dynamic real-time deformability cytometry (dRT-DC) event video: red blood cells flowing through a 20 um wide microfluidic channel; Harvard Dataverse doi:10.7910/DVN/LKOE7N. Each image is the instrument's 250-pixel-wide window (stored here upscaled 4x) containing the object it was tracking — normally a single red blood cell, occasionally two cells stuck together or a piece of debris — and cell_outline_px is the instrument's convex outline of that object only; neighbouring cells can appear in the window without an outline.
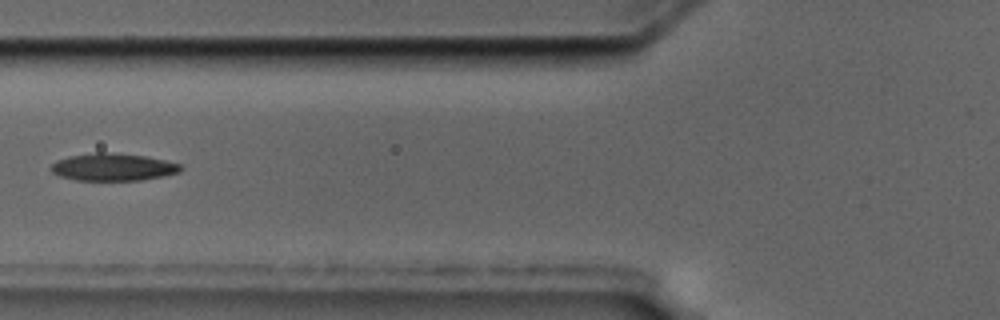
{"species": "common noctule bat (a hibernating species)", "species_latin": "Nyctalus noctula", "temperature_condition": "cold", "stored_images_in_passage": 12, "camera_frame_rate_fps": 3000, "um_per_image_px": 0.085, "animal": {"sex": "male", "body_mass_g": 17.5, "forearm_length_mm": 52.3}, "frame": {"image": 1, "passage_image": 7, "time_ms": 2.0, "image_size_px": [1000, 320], "cell_outline_px": [[184, 168], [180, 172], [164, 176], [140, 180], [76, 180], [60, 176], [52, 172], [52, 164], [68, 156], [96, 152], [104, 152], [144, 156], [164, 160], [180, 164]], "centroid_in_image_um": [9.64, 14.2], "position_along_channel_um": 116.2, "area_um2": 20.46}}
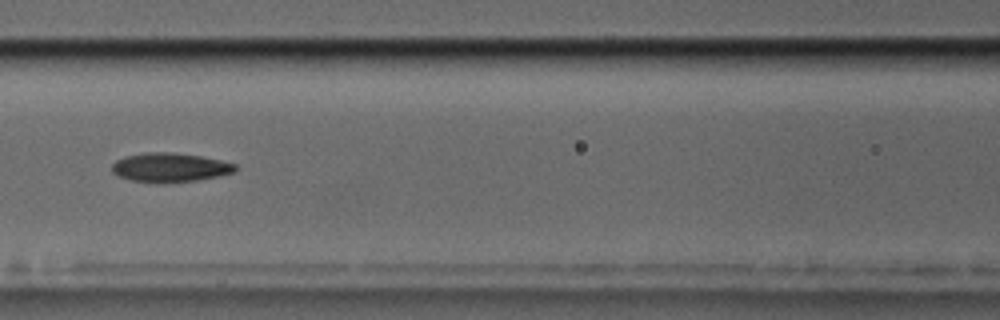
{"frame": {"image": 2, "passage_image": 10, "time_ms": 3.0, "image_size_px": [1000, 320], "cell_outline_px": [[236, 168], [232, 172], [220, 176], [196, 180], [132, 180], [120, 176], [112, 172], [112, 164], [116, 160], [124, 156], [148, 152], [172, 152], [200, 156], [220, 160], [236, 164]], "centroid_in_image_um": [14.45, 14.18], "position_along_channel_um": 152.2, "area_um2": 20.0}}